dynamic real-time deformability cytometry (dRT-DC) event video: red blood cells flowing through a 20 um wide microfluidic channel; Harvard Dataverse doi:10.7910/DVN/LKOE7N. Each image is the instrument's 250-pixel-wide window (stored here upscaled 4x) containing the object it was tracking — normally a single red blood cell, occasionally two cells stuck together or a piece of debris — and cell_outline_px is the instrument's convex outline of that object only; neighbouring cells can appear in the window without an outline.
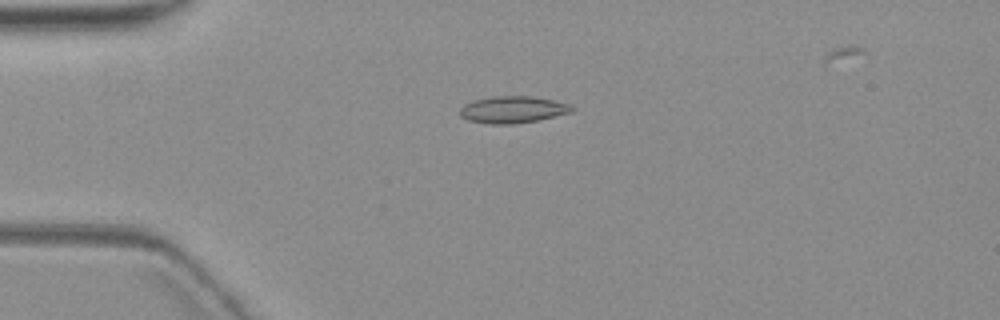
{"species": "common noctule bat (a hibernating species)", "species_latin": "Nyctalus noctula", "temperature_condition": "warm", "stored_images_in_passage": 5, "camera_frame_rate_fps": 3000, "um_per_image_px": 0.085, "animal": {"sex": "female", "body_mass_g": 19.3, "forearm_length_mm": 54.1}, "frame": {"image": 1, "passage_image": 4, "time_ms": 3.667, "image_size_px": [1000, 320], "cell_outline_px": [[576, 108], [572, 112], [536, 120], [512, 124], [492, 124], [468, 120], [460, 116], [460, 108], [464, 104], [472, 100], [492, 96], [532, 96], [552, 100], [568, 104]], "centroid_in_image_um": [43.55, 9.31], "position_along_channel_um": 41.4, "area_um2": 17.46}}